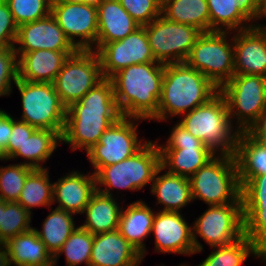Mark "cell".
<instances>
[{
  "label": "cell",
  "instance_id": "34",
  "mask_svg": "<svg viewBox=\"0 0 266 266\" xmlns=\"http://www.w3.org/2000/svg\"><path fill=\"white\" fill-rule=\"evenodd\" d=\"M264 260V253L246 236L213 251L198 266H241L250 255Z\"/></svg>",
  "mask_w": 266,
  "mask_h": 266
},
{
  "label": "cell",
  "instance_id": "42",
  "mask_svg": "<svg viewBox=\"0 0 266 266\" xmlns=\"http://www.w3.org/2000/svg\"><path fill=\"white\" fill-rule=\"evenodd\" d=\"M18 26L14 22L8 3L0 0V48L14 47Z\"/></svg>",
  "mask_w": 266,
  "mask_h": 266
},
{
  "label": "cell",
  "instance_id": "12",
  "mask_svg": "<svg viewBox=\"0 0 266 266\" xmlns=\"http://www.w3.org/2000/svg\"><path fill=\"white\" fill-rule=\"evenodd\" d=\"M144 27L152 54L162 64L185 62L202 34L193 26L169 21L162 15Z\"/></svg>",
  "mask_w": 266,
  "mask_h": 266
},
{
  "label": "cell",
  "instance_id": "37",
  "mask_svg": "<svg viewBox=\"0 0 266 266\" xmlns=\"http://www.w3.org/2000/svg\"><path fill=\"white\" fill-rule=\"evenodd\" d=\"M31 216L24 207L17 202L2 200V226H0V246L16 235L33 229Z\"/></svg>",
  "mask_w": 266,
  "mask_h": 266
},
{
  "label": "cell",
  "instance_id": "38",
  "mask_svg": "<svg viewBox=\"0 0 266 266\" xmlns=\"http://www.w3.org/2000/svg\"><path fill=\"white\" fill-rule=\"evenodd\" d=\"M33 170L23 162L0 167V199L17 202L28 174Z\"/></svg>",
  "mask_w": 266,
  "mask_h": 266
},
{
  "label": "cell",
  "instance_id": "45",
  "mask_svg": "<svg viewBox=\"0 0 266 266\" xmlns=\"http://www.w3.org/2000/svg\"><path fill=\"white\" fill-rule=\"evenodd\" d=\"M52 1H61L69 3H85L97 7L103 0H52Z\"/></svg>",
  "mask_w": 266,
  "mask_h": 266
},
{
  "label": "cell",
  "instance_id": "8",
  "mask_svg": "<svg viewBox=\"0 0 266 266\" xmlns=\"http://www.w3.org/2000/svg\"><path fill=\"white\" fill-rule=\"evenodd\" d=\"M15 86L22 101L20 120L36 129H49L62 136L67 107L60 100L53 83L17 79Z\"/></svg>",
  "mask_w": 266,
  "mask_h": 266
},
{
  "label": "cell",
  "instance_id": "25",
  "mask_svg": "<svg viewBox=\"0 0 266 266\" xmlns=\"http://www.w3.org/2000/svg\"><path fill=\"white\" fill-rule=\"evenodd\" d=\"M53 260L34 229L10 238L0 246V266L50 263Z\"/></svg>",
  "mask_w": 266,
  "mask_h": 266
},
{
  "label": "cell",
  "instance_id": "41",
  "mask_svg": "<svg viewBox=\"0 0 266 266\" xmlns=\"http://www.w3.org/2000/svg\"><path fill=\"white\" fill-rule=\"evenodd\" d=\"M18 79V57L14 47L0 48V97L11 94Z\"/></svg>",
  "mask_w": 266,
  "mask_h": 266
},
{
  "label": "cell",
  "instance_id": "7",
  "mask_svg": "<svg viewBox=\"0 0 266 266\" xmlns=\"http://www.w3.org/2000/svg\"><path fill=\"white\" fill-rule=\"evenodd\" d=\"M193 201L209 205L242 203L237 162L234 155H215L190 178Z\"/></svg>",
  "mask_w": 266,
  "mask_h": 266
},
{
  "label": "cell",
  "instance_id": "21",
  "mask_svg": "<svg viewBox=\"0 0 266 266\" xmlns=\"http://www.w3.org/2000/svg\"><path fill=\"white\" fill-rule=\"evenodd\" d=\"M262 1L207 0L210 16V32H237L253 27L256 23H252L255 20H260Z\"/></svg>",
  "mask_w": 266,
  "mask_h": 266
},
{
  "label": "cell",
  "instance_id": "4",
  "mask_svg": "<svg viewBox=\"0 0 266 266\" xmlns=\"http://www.w3.org/2000/svg\"><path fill=\"white\" fill-rule=\"evenodd\" d=\"M182 116L178 123L194 137L199 138L213 153L235 155L241 131L236 125L233 126L226 101L219 92L206 104Z\"/></svg>",
  "mask_w": 266,
  "mask_h": 266
},
{
  "label": "cell",
  "instance_id": "5",
  "mask_svg": "<svg viewBox=\"0 0 266 266\" xmlns=\"http://www.w3.org/2000/svg\"><path fill=\"white\" fill-rule=\"evenodd\" d=\"M230 119L241 132H255L266 120V77L234 74L219 88Z\"/></svg>",
  "mask_w": 266,
  "mask_h": 266
},
{
  "label": "cell",
  "instance_id": "6",
  "mask_svg": "<svg viewBox=\"0 0 266 266\" xmlns=\"http://www.w3.org/2000/svg\"><path fill=\"white\" fill-rule=\"evenodd\" d=\"M160 167L159 146L157 142L149 140L134 155L121 162L102 167L95 174L96 190L108 196H113L111 190L114 188L141 190L147 184H152L155 173Z\"/></svg>",
  "mask_w": 266,
  "mask_h": 266
},
{
  "label": "cell",
  "instance_id": "33",
  "mask_svg": "<svg viewBox=\"0 0 266 266\" xmlns=\"http://www.w3.org/2000/svg\"><path fill=\"white\" fill-rule=\"evenodd\" d=\"M72 215L75 214L55 208L44 220L42 230L33 228L53 257L77 228Z\"/></svg>",
  "mask_w": 266,
  "mask_h": 266
},
{
  "label": "cell",
  "instance_id": "29",
  "mask_svg": "<svg viewBox=\"0 0 266 266\" xmlns=\"http://www.w3.org/2000/svg\"><path fill=\"white\" fill-rule=\"evenodd\" d=\"M160 167L154 176L151 193L157 197L156 204H163L160 211L180 212L192 199L189 178L168 173ZM163 173V175H160Z\"/></svg>",
  "mask_w": 266,
  "mask_h": 266
},
{
  "label": "cell",
  "instance_id": "47",
  "mask_svg": "<svg viewBox=\"0 0 266 266\" xmlns=\"http://www.w3.org/2000/svg\"><path fill=\"white\" fill-rule=\"evenodd\" d=\"M55 261H51L50 263H39V264H32V265H23V266H55Z\"/></svg>",
  "mask_w": 266,
  "mask_h": 266
},
{
  "label": "cell",
  "instance_id": "48",
  "mask_svg": "<svg viewBox=\"0 0 266 266\" xmlns=\"http://www.w3.org/2000/svg\"><path fill=\"white\" fill-rule=\"evenodd\" d=\"M262 17L266 18V0L262 1V12H261V15H260V19Z\"/></svg>",
  "mask_w": 266,
  "mask_h": 266
},
{
  "label": "cell",
  "instance_id": "19",
  "mask_svg": "<svg viewBox=\"0 0 266 266\" xmlns=\"http://www.w3.org/2000/svg\"><path fill=\"white\" fill-rule=\"evenodd\" d=\"M244 235L266 252V174L253 176L241 187Z\"/></svg>",
  "mask_w": 266,
  "mask_h": 266
},
{
  "label": "cell",
  "instance_id": "30",
  "mask_svg": "<svg viewBox=\"0 0 266 266\" xmlns=\"http://www.w3.org/2000/svg\"><path fill=\"white\" fill-rule=\"evenodd\" d=\"M122 209L114 196L96 191L84 209L86 219L80 226L93 235L118 230Z\"/></svg>",
  "mask_w": 266,
  "mask_h": 266
},
{
  "label": "cell",
  "instance_id": "49",
  "mask_svg": "<svg viewBox=\"0 0 266 266\" xmlns=\"http://www.w3.org/2000/svg\"><path fill=\"white\" fill-rule=\"evenodd\" d=\"M0 226H2V199H0Z\"/></svg>",
  "mask_w": 266,
  "mask_h": 266
},
{
  "label": "cell",
  "instance_id": "13",
  "mask_svg": "<svg viewBox=\"0 0 266 266\" xmlns=\"http://www.w3.org/2000/svg\"><path fill=\"white\" fill-rule=\"evenodd\" d=\"M161 167L168 173L190 178L216 154L177 122L165 145H158Z\"/></svg>",
  "mask_w": 266,
  "mask_h": 266
},
{
  "label": "cell",
  "instance_id": "1",
  "mask_svg": "<svg viewBox=\"0 0 266 266\" xmlns=\"http://www.w3.org/2000/svg\"><path fill=\"white\" fill-rule=\"evenodd\" d=\"M120 117L112 81L104 78L67 108L61 143L69 144L73 151L79 148L87 152Z\"/></svg>",
  "mask_w": 266,
  "mask_h": 266
},
{
  "label": "cell",
  "instance_id": "26",
  "mask_svg": "<svg viewBox=\"0 0 266 266\" xmlns=\"http://www.w3.org/2000/svg\"><path fill=\"white\" fill-rule=\"evenodd\" d=\"M96 52L106 43L124 39L140 25L121 6L119 0H103L97 6Z\"/></svg>",
  "mask_w": 266,
  "mask_h": 266
},
{
  "label": "cell",
  "instance_id": "9",
  "mask_svg": "<svg viewBox=\"0 0 266 266\" xmlns=\"http://www.w3.org/2000/svg\"><path fill=\"white\" fill-rule=\"evenodd\" d=\"M230 33L232 32L202 33L185 61L218 88L235 74L233 37L231 41L227 36Z\"/></svg>",
  "mask_w": 266,
  "mask_h": 266
},
{
  "label": "cell",
  "instance_id": "24",
  "mask_svg": "<svg viewBox=\"0 0 266 266\" xmlns=\"http://www.w3.org/2000/svg\"><path fill=\"white\" fill-rule=\"evenodd\" d=\"M77 51L35 50L17 53L18 79L53 83L69 56Z\"/></svg>",
  "mask_w": 266,
  "mask_h": 266
},
{
  "label": "cell",
  "instance_id": "17",
  "mask_svg": "<svg viewBox=\"0 0 266 266\" xmlns=\"http://www.w3.org/2000/svg\"><path fill=\"white\" fill-rule=\"evenodd\" d=\"M15 44H20L19 47L14 46L16 53H26L39 49L78 51V48L66 37L51 14L45 18L20 25Z\"/></svg>",
  "mask_w": 266,
  "mask_h": 266
},
{
  "label": "cell",
  "instance_id": "50",
  "mask_svg": "<svg viewBox=\"0 0 266 266\" xmlns=\"http://www.w3.org/2000/svg\"><path fill=\"white\" fill-rule=\"evenodd\" d=\"M264 262L266 261V252L264 253V260H263Z\"/></svg>",
  "mask_w": 266,
  "mask_h": 266
},
{
  "label": "cell",
  "instance_id": "18",
  "mask_svg": "<svg viewBox=\"0 0 266 266\" xmlns=\"http://www.w3.org/2000/svg\"><path fill=\"white\" fill-rule=\"evenodd\" d=\"M234 33L235 74L266 77V24L257 23Z\"/></svg>",
  "mask_w": 266,
  "mask_h": 266
},
{
  "label": "cell",
  "instance_id": "32",
  "mask_svg": "<svg viewBox=\"0 0 266 266\" xmlns=\"http://www.w3.org/2000/svg\"><path fill=\"white\" fill-rule=\"evenodd\" d=\"M60 142L61 136L56 131L37 129L8 160L22 157L24 165L44 169L43 162L50 159Z\"/></svg>",
  "mask_w": 266,
  "mask_h": 266
},
{
  "label": "cell",
  "instance_id": "36",
  "mask_svg": "<svg viewBox=\"0 0 266 266\" xmlns=\"http://www.w3.org/2000/svg\"><path fill=\"white\" fill-rule=\"evenodd\" d=\"M93 239L92 233L81 226L77 227L54 256L55 264H57L58 257L64 253L67 266H77L83 263L90 266Z\"/></svg>",
  "mask_w": 266,
  "mask_h": 266
},
{
  "label": "cell",
  "instance_id": "10",
  "mask_svg": "<svg viewBox=\"0 0 266 266\" xmlns=\"http://www.w3.org/2000/svg\"><path fill=\"white\" fill-rule=\"evenodd\" d=\"M200 236L210 247L228 245L244 236V214L242 203L209 205L192 226L195 253L203 251L197 240Z\"/></svg>",
  "mask_w": 266,
  "mask_h": 266
},
{
  "label": "cell",
  "instance_id": "11",
  "mask_svg": "<svg viewBox=\"0 0 266 266\" xmlns=\"http://www.w3.org/2000/svg\"><path fill=\"white\" fill-rule=\"evenodd\" d=\"M103 79L97 52L78 50L65 61L53 85L60 100L68 108Z\"/></svg>",
  "mask_w": 266,
  "mask_h": 266
},
{
  "label": "cell",
  "instance_id": "20",
  "mask_svg": "<svg viewBox=\"0 0 266 266\" xmlns=\"http://www.w3.org/2000/svg\"><path fill=\"white\" fill-rule=\"evenodd\" d=\"M181 212L158 211L155 213L151 233L155 235L157 253L195 254L192 225Z\"/></svg>",
  "mask_w": 266,
  "mask_h": 266
},
{
  "label": "cell",
  "instance_id": "46",
  "mask_svg": "<svg viewBox=\"0 0 266 266\" xmlns=\"http://www.w3.org/2000/svg\"><path fill=\"white\" fill-rule=\"evenodd\" d=\"M256 132L266 140V125H262Z\"/></svg>",
  "mask_w": 266,
  "mask_h": 266
},
{
  "label": "cell",
  "instance_id": "2",
  "mask_svg": "<svg viewBox=\"0 0 266 266\" xmlns=\"http://www.w3.org/2000/svg\"><path fill=\"white\" fill-rule=\"evenodd\" d=\"M165 64L147 62L130 65L114 74L117 108L123 117L154 120L161 97Z\"/></svg>",
  "mask_w": 266,
  "mask_h": 266
},
{
  "label": "cell",
  "instance_id": "40",
  "mask_svg": "<svg viewBox=\"0 0 266 266\" xmlns=\"http://www.w3.org/2000/svg\"><path fill=\"white\" fill-rule=\"evenodd\" d=\"M119 2L140 26L150 24L161 15L162 0H119Z\"/></svg>",
  "mask_w": 266,
  "mask_h": 266
},
{
  "label": "cell",
  "instance_id": "35",
  "mask_svg": "<svg viewBox=\"0 0 266 266\" xmlns=\"http://www.w3.org/2000/svg\"><path fill=\"white\" fill-rule=\"evenodd\" d=\"M49 170L33 169L27 176L21 194L17 200L30 214L35 207L47 206L53 203V183L49 179Z\"/></svg>",
  "mask_w": 266,
  "mask_h": 266
},
{
  "label": "cell",
  "instance_id": "31",
  "mask_svg": "<svg viewBox=\"0 0 266 266\" xmlns=\"http://www.w3.org/2000/svg\"><path fill=\"white\" fill-rule=\"evenodd\" d=\"M161 15L169 21L210 32L207 0H162Z\"/></svg>",
  "mask_w": 266,
  "mask_h": 266
},
{
  "label": "cell",
  "instance_id": "16",
  "mask_svg": "<svg viewBox=\"0 0 266 266\" xmlns=\"http://www.w3.org/2000/svg\"><path fill=\"white\" fill-rule=\"evenodd\" d=\"M97 54L103 77L108 79L130 65L157 62L144 26H140L122 40L104 44Z\"/></svg>",
  "mask_w": 266,
  "mask_h": 266
},
{
  "label": "cell",
  "instance_id": "15",
  "mask_svg": "<svg viewBox=\"0 0 266 266\" xmlns=\"http://www.w3.org/2000/svg\"><path fill=\"white\" fill-rule=\"evenodd\" d=\"M50 14L78 50L96 51L97 7L85 3L52 1ZM77 37L78 40H75Z\"/></svg>",
  "mask_w": 266,
  "mask_h": 266
},
{
  "label": "cell",
  "instance_id": "28",
  "mask_svg": "<svg viewBox=\"0 0 266 266\" xmlns=\"http://www.w3.org/2000/svg\"><path fill=\"white\" fill-rule=\"evenodd\" d=\"M154 217L155 212L141 200L130 203L120 215L118 231L141 254L142 259L148 252L144 239L151 234Z\"/></svg>",
  "mask_w": 266,
  "mask_h": 266
},
{
  "label": "cell",
  "instance_id": "43",
  "mask_svg": "<svg viewBox=\"0 0 266 266\" xmlns=\"http://www.w3.org/2000/svg\"><path fill=\"white\" fill-rule=\"evenodd\" d=\"M37 129L22 120L12 118V133L6 146V161Z\"/></svg>",
  "mask_w": 266,
  "mask_h": 266
},
{
  "label": "cell",
  "instance_id": "27",
  "mask_svg": "<svg viewBox=\"0 0 266 266\" xmlns=\"http://www.w3.org/2000/svg\"><path fill=\"white\" fill-rule=\"evenodd\" d=\"M235 159L242 187L253 176L266 174V140L255 132H240Z\"/></svg>",
  "mask_w": 266,
  "mask_h": 266
},
{
  "label": "cell",
  "instance_id": "14",
  "mask_svg": "<svg viewBox=\"0 0 266 266\" xmlns=\"http://www.w3.org/2000/svg\"><path fill=\"white\" fill-rule=\"evenodd\" d=\"M133 117H120L102 134L99 142L87 151L94 167V175L102 168L121 162L139 151L147 141L138 139L137 121Z\"/></svg>",
  "mask_w": 266,
  "mask_h": 266
},
{
  "label": "cell",
  "instance_id": "23",
  "mask_svg": "<svg viewBox=\"0 0 266 266\" xmlns=\"http://www.w3.org/2000/svg\"><path fill=\"white\" fill-rule=\"evenodd\" d=\"M141 254L118 230L94 235L90 266H139Z\"/></svg>",
  "mask_w": 266,
  "mask_h": 266
},
{
  "label": "cell",
  "instance_id": "3",
  "mask_svg": "<svg viewBox=\"0 0 266 266\" xmlns=\"http://www.w3.org/2000/svg\"><path fill=\"white\" fill-rule=\"evenodd\" d=\"M219 92L208 78L186 62L165 64L157 121L168 120L206 104Z\"/></svg>",
  "mask_w": 266,
  "mask_h": 266
},
{
  "label": "cell",
  "instance_id": "44",
  "mask_svg": "<svg viewBox=\"0 0 266 266\" xmlns=\"http://www.w3.org/2000/svg\"><path fill=\"white\" fill-rule=\"evenodd\" d=\"M12 117L4 110L0 111V160H6V146L12 133Z\"/></svg>",
  "mask_w": 266,
  "mask_h": 266
},
{
  "label": "cell",
  "instance_id": "22",
  "mask_svg": "<svg viewBox=\"0 0 266 266\" xmlns=\"http://www.w3.org/2000/svg\"><path fill=\"white\" fill-rule=\"evenodd\" d=\"M96 179L93 172L83 174L78 171L67 173L53 183V203L56 208L71 214H83L86 205L96 192Z\"/></svg>",
  "mask_w": 266,
  "mask_h": 266
},
{
  "label": "cell",
  "instance_id": "39",
  "mask_svg": "<svg viewBox=\"0 0 266 266\" xmlns=\"http://www.w3.org/2000/svg\"><path fill=\"white\" fill-rule=\"evenodd\" d=\"M10 8L14 22L19 27L47 17L51 12L52 0H5Z\"/></svg>",
  "mask_w": 266,
  "mask_h": 266
}]
</instances>
